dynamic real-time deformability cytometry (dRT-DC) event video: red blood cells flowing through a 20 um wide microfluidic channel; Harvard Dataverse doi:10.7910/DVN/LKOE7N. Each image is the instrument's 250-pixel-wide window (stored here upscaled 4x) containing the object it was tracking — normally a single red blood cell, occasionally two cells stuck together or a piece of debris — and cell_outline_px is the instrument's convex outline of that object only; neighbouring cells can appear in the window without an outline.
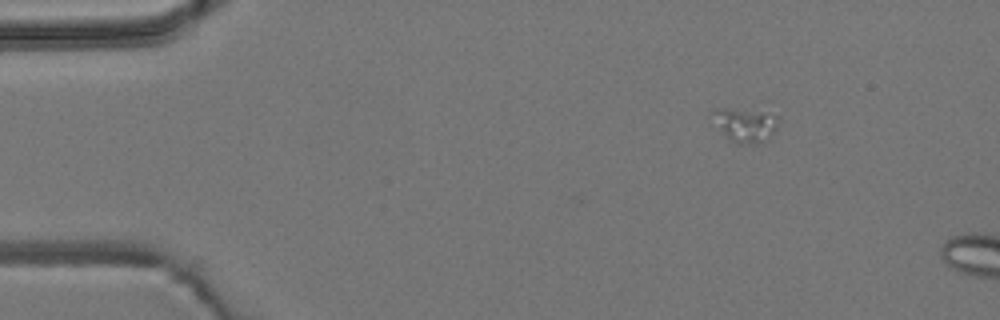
{"species": "common noctule bat (a hibernating species)", "species_latin": "Nyctalus noctula", "temperature_condition": "room temperature", "stored_images_in_passage": 2, "camera_frame_rate_fps": 3000, "um_per_image_px": 0.085, "animal": {"sex": "male", "body_mass_g": 19.2, "forearm_length_mm": 51.8}, "frame": {"image": 1, "passage_image": 1, "time_ms": 0.0, "image_size_px": [1000, 320], "cell_outline_px": [[780, 120], [776, 132], [760, 144], [736, 144], [728, 140], [708, 116], [708, 112], [716, 108], [728, 108], [780, 116]], "centroid_in_image_um": [63.28, 10.64], "position_along_channel_um": 21.7, "area_um2": 13.47}}